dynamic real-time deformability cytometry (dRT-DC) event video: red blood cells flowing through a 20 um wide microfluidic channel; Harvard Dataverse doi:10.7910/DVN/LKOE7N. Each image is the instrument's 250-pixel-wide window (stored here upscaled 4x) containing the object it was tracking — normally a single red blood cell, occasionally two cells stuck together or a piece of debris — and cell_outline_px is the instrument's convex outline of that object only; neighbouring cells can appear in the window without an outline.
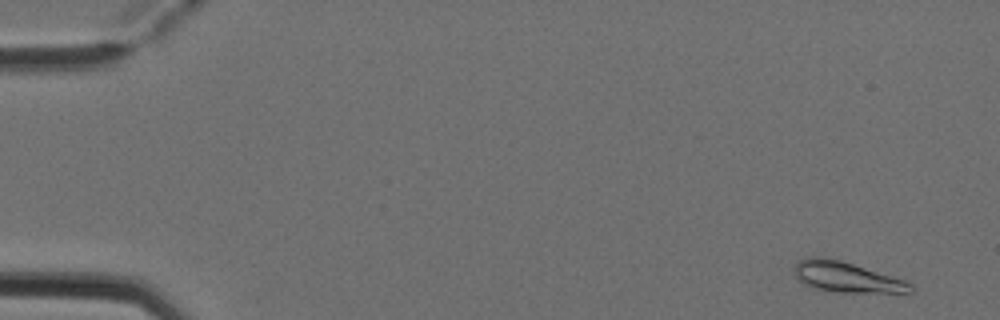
{"species": "Egyptian fruit bat (a non-hibernating species)", "species_latin": "Rousettus aegyptiacus", "temperature_condition": "cold", "stored_images_in_passage": 7, "camera_frame_rate_fps": 3000, "um_per_image_px": 0.085, "animal": {"sex": "female"}, "frame": {"image": 1, "passage_image": 1, "time_ms": 0.0, "image_size_px": [1000, 320], "cell_outline_px": [[912, 292], [836, 292], [812, 288], [804, 284], [796, 276], [796, 264], [800, 260], [808, 256], [820, 256], [840, 260], [892, 276], [904, 280], [912, 284]], "centroid_in_image_um": [71.93, 23.55], "position_along_channel_um": 13.1, "area_um2": 20.29}}
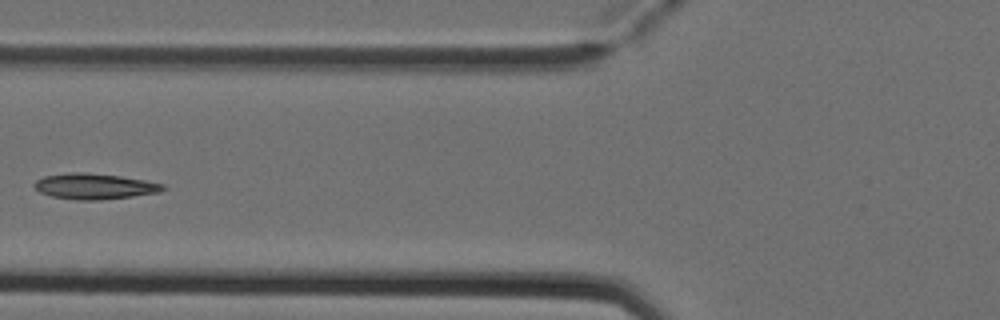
{"frame": {"image": 2, "passage_image": 6, "time_ms": 1.667, "image_size_px": [1000, 320], "cell_outline_px": [[168, 188], [160, 192], [132, 196], [100, 200], [76, 200], [52, 196], [40, 192], [32, 184], [36, 180], [44, 176], [72, 172], [88, 172], [120, 176], [144, 180], [164, 184]], "centroid_in_image_um": [8.04, 15.83], "position_along_channel_um": 117.8, "area_um2": 19.31}}
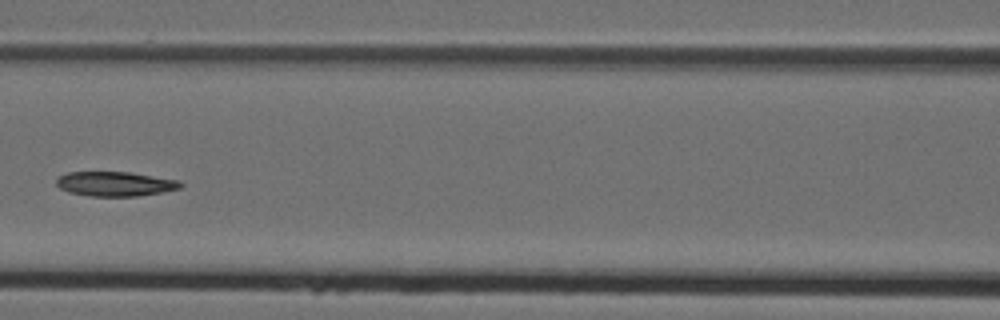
{"frame": {"image": 3, "passage_image": 7, "time_ms": 2.0, "image_size_px": [1000, 320], "cell_outline_px": [[184, 184], [180, 188], [164, 192], [136, 196], [88, 196], [68, 192], [60, 188], [56, 184], [56, 180], [60, 176], [68, 172], [128, 172], [180, 180]], "centroid_in_image_um": [9.81, 15.63], "position_along_channel_um": 156.8, "area_um2": 17.8}}